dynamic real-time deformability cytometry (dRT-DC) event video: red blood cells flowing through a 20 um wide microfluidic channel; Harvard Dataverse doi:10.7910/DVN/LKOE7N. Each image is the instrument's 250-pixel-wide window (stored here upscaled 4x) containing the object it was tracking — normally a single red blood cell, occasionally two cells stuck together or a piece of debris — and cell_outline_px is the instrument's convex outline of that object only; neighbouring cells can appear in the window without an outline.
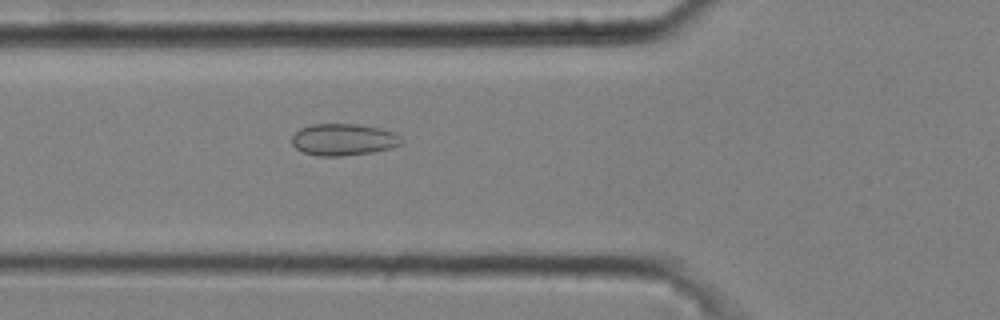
{"species": "common noctule bat (a hibernating species)", "species_latin": "Nyctalus noctula", "temperature_condition": "cold", "stored_images_in_passage": 5, "camera_frame_rate_fps": 3000, "um_per_image_px": 0.085, "animal": {"sex": "male", "body_mass_g": 20.4}, "frame": {"image": 1, "passage_image": 5, "time_ms": 1.333, "image_size_px": [1000, 320], "cell_outline_px": [[404, 140], [400, 144], [392, 148], [372, 152], [344, 156], [320, 156], [304, 152], [296, 148], [292, 144], [292, 136], [300, 128], [312, 124], [356, 124], [380, 128], [392, 132], [400, 136]], "centroid_in_image_um": [29.2, 11.86], "position_along_channel_um": 96.6, "area_um2": 20.29}}